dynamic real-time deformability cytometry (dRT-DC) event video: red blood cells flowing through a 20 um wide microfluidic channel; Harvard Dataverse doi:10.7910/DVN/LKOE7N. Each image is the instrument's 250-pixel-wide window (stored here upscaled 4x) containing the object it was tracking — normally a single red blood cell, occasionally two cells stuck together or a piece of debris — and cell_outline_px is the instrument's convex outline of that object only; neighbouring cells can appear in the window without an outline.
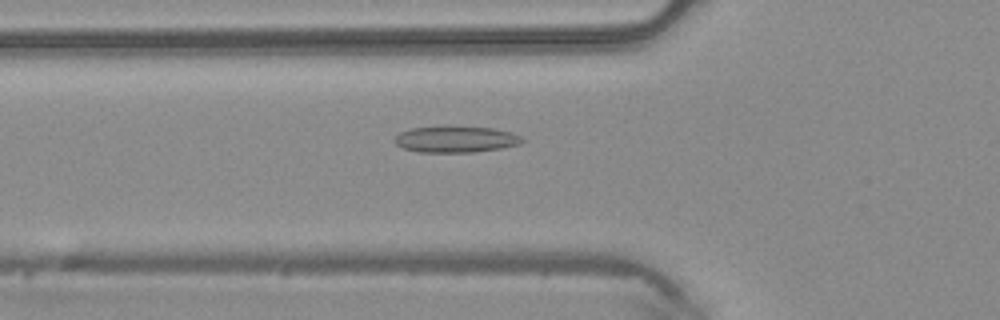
{"species": "common noctule bat (a hibernating species)", "species_latin": "Nyctalus noctula", "temperature_condition": "warm", "stored_images_in_passage": 33, "camera_frame_rate_fps": 3000, "um_per_image_px": 0.085, "animal": {"sex": "male", "body_mass_g": 20.4}, "frame": {"image": 1, "passage_image": 5, "time_ms": 1.333, "image_size_px": [1000, 320], "cell_outline_px": [[524, 140], [520, 144], [500, 148], [472, 152], [420, 152], [404, 148], [396, 144], [392, 140], [400, 132], [412, 128], [444, 124], [492, 128], [508, 132], [520, 136]], "centroid_in_image_um": [38.68, 11.8], "position_along_channel_um": 87.1, "area_um2": 19.94}}
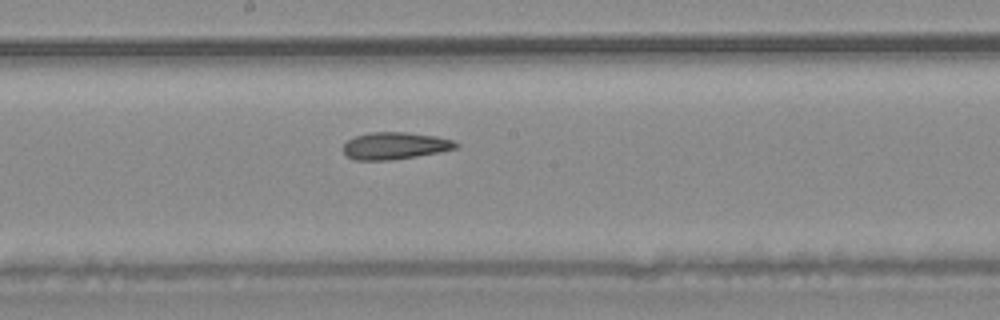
{"frame": {"image": 2, "passage_image": 14, "time_ms": 4.333, "image_size_px": [1000, 320], "cell_outline_px": [[460, 144], [456, 148], [440, 152], [392, 160], [356, 160], [348, 156], [344, 152], [344, 144], [348, 140], [356, 136], [372, 132], [408, 132], [436, 136], [452, 140]], "centroid_in_image_um": [33.6, 12.39], "position_along_channel_um": 214.6, "area_um2": 17.69}}
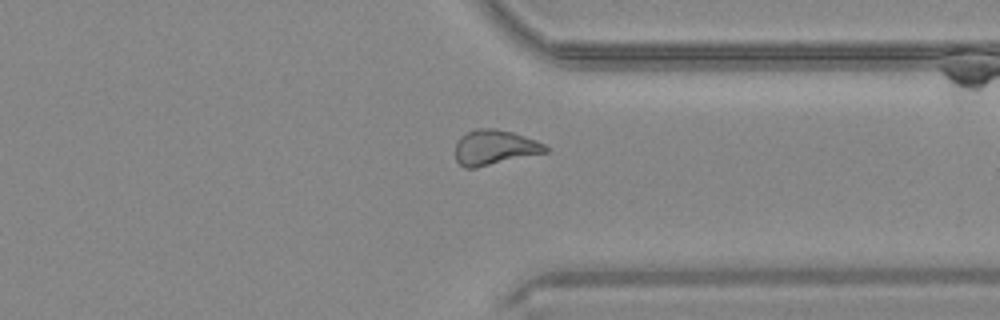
{"frame": {"image": 3, "passage_image": 25, "time_ms": 8.0, "image_size_px": [1000, 320], "cell_outline_px": [[548, 152], [476, 168], [464, 168], [456, 160], [456, 140], [460, 136], [476, 128], [496, 128], [512, 132], [536, 140], [544, 144], [548, 148]], "centroid_in_image_um": [42.03, 12.53], "position_along_channel_um": 369.4, "area_um2": 18.5}}